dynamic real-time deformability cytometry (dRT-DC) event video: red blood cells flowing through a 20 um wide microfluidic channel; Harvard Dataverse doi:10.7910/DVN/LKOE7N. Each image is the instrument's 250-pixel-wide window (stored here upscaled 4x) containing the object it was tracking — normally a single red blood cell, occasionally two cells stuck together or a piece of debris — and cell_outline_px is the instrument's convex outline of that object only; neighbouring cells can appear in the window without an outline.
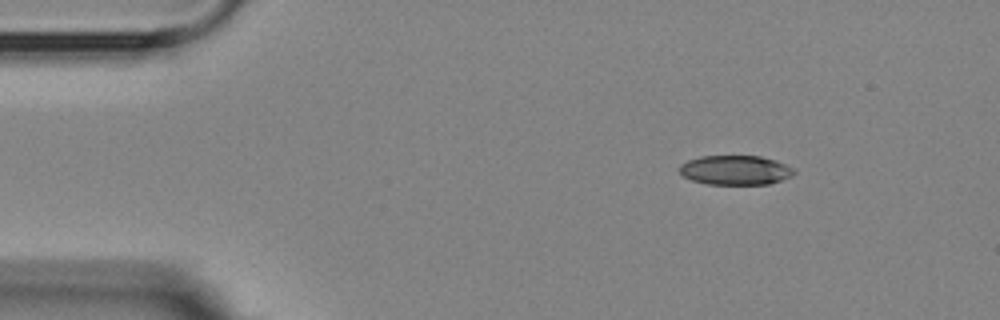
{"species": "Egyptian fruit bat (a non-hibernating species)", "species_latin": "Rousettus aegyptiacus", "temperature_condition": "room temperature", "stored_images_in_passage": 2, "camera_frame_rate_fps": 3000, "um_per_image_px": 0.085, "animal": {"sex": "female"}, "frame": {"image": 1, "passage_image": 1, "time_ms": 0.0, "image_size_px": [1000, 320], "cell_outline_px": [[796, 172], [792, 176], [768, 184], [708, 184], [692, 180], [684, 176], [680, 172], [680, 164], [688, 160], [700, 156], [760, 156], [776, 160], [792, 168]], "centroid_in_image_um": [62.5, 14.45], "position_along_channel_um": 22.5, "area_um2": 19.54}}